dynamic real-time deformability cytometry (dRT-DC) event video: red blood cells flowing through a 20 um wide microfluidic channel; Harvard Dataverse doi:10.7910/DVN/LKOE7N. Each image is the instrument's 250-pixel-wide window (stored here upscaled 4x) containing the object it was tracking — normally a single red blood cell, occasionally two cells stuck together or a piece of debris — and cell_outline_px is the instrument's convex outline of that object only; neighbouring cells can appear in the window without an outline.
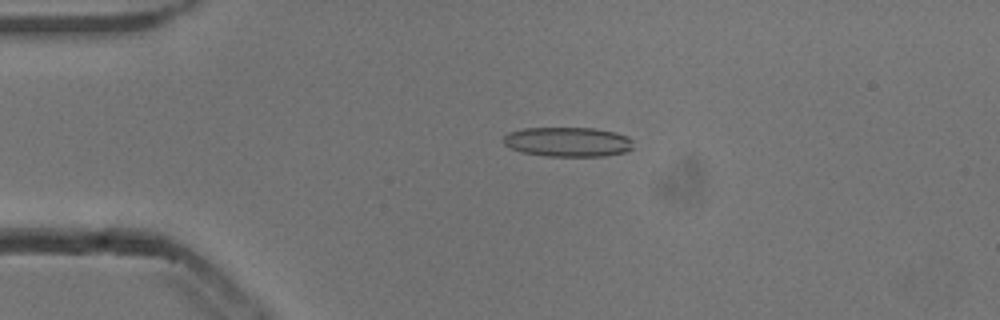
{"species": "common noctule bat (a hibernating species)", "species_latin": "Nyctalus noctula", "temperature_condition": "cold", "stored_images_in_passage": 49, "camera_frame_rate_fps": 3000, "um_per_image_px": 0.085, "animal": {"sex": "male", "body_mass_g": 13.3}, "frame": {"image": 1, "passage_image": 12, "time_ms": 3.667, "image_size_px": [1000, 320], "cell_outline_px": [[632, 148], [624, 152], [604, 156], [544, 156], [520, 152], [504, 144], [504, 136], [508, 132], [524, 128], [596, 128], [616, 132], [628, 136], [632, 140]], "centroid_in_image_um": [48.27, 12.05], "position_along_channel_um": 36.7, "area_um2": 22.48}}
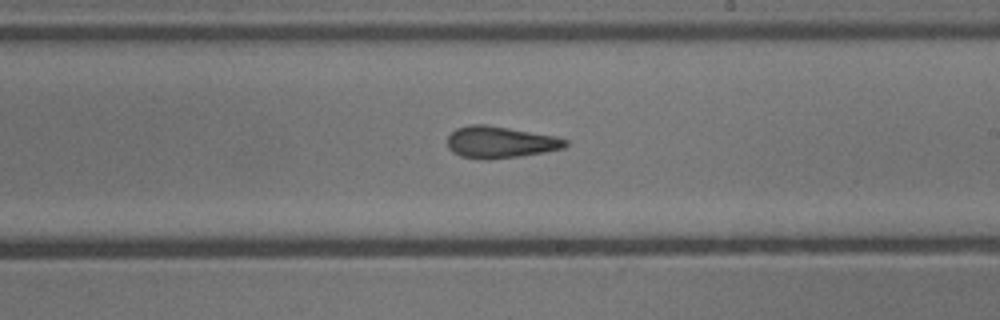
{"frame": {"image": 2, "passage_image": 31, "time_ms": 10.0, "image_size_px": [1000, 320], "cell_outline_px": [[568, 144], [564, 148], [544, 152], [520, 156], [488, 160], [484, 160], [460, 156], [452, 152], [448, 148], [448, 136], [456, 128], [468, 124], [484, 124], [556, 136], [568, 140]], "centroid_in_image_um": [42.5, 12.09], "position_along_channel_um": 246.5, "area_um2": 21.91}}
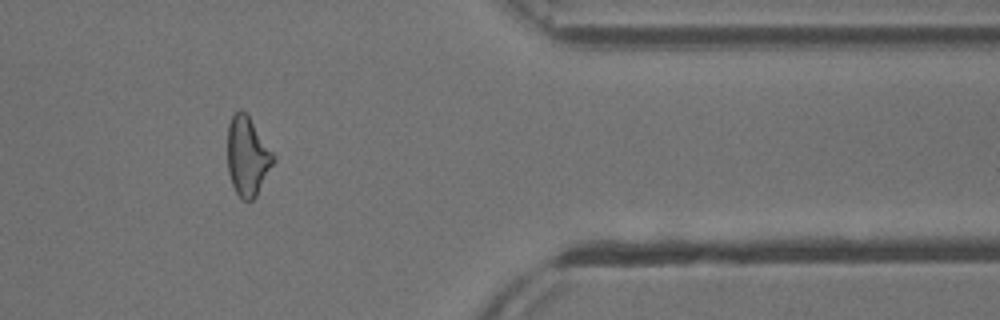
{"frame": {"image": 3, "passage_image": 44, "time_ms": 14.333, "image_size_px": [1000, 320], "cell_outline_px": [[276, 160], [256, 196], [252, 200], [244, 200], [236, 192], [232, 184], [228, 172], [228, 124], [232, 116], [240, 108], [248, 116], [276, 156]], "centroid_in_image_um": [21.05, 13.29], "position_along_channel_um": 390.4, "area_um2": 20.98}, "authors_computed_cell_mechanics": {"area_um2": 21.9062, "velocity_mm_per_s": 3.8565, "shape_relaxation_time_tau1_ms": null, "shape_relaxation_time_tau2_ms": 3.3874, "deformation_change_tau1": null, "deformation_change_tau2": 0.1315}}